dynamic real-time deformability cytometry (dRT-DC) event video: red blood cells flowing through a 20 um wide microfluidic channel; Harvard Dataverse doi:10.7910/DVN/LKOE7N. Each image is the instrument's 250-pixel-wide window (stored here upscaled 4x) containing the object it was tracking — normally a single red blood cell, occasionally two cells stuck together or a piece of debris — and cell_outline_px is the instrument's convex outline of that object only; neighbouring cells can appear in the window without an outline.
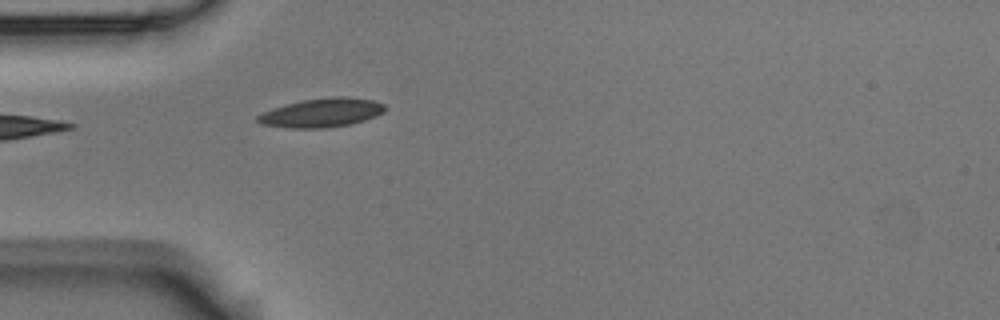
{"species": "Egyptian fruit bat (a non-hibernating species)", "species_latin": "Rousettus aegyptiacus", "temperature_condition": "room temperature", "stored_images_in_passage": 1, "camera_frame_rate_fps": 3000, "um_per_image_px": 0.085, "animal": {"sex": "male"}, "frame": {"image": 1, "passage_image": 1, "time_ms": 0.0, "image_size_px": [1000, 320], "cell_outline_px": [[384, 112], [376, 116], [352, 124], [328, 128], [292, 128], [260, 124], [256, 120], [256, 116], [272, 108], [304, 100], [332, 96], [344, 96], [372, 100], [384, 104]], "centroid_in_image_um": [27.35, 9.59], "position_along_channel_um": 57.7, "area_um2": 21.39}}